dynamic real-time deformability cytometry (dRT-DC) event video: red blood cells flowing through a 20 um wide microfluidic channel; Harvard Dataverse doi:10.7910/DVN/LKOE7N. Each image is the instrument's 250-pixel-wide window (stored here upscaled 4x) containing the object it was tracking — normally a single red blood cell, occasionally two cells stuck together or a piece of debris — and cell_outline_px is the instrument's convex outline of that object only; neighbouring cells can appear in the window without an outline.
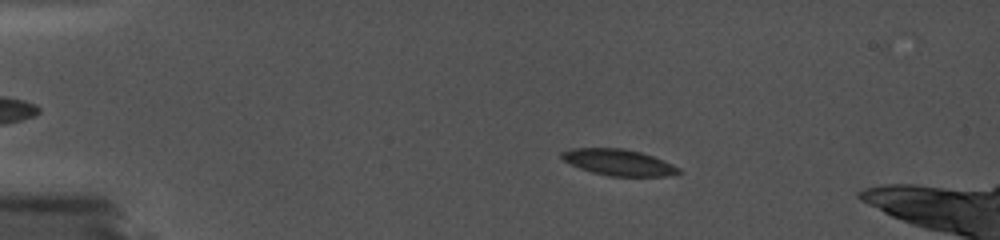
{"species": "common noctule bat (a hibernating species)", "species_latin": "Nyctalus noctula", "temperature_condition": "cold", "stored_images_in_passage": 71, "camera_frame_rate_fps": 5000, "um_per_image_px": 0.085, "animal": {"sex": "female", "body_mass_g": 19.0, "forearm_length_mm": 56.7}, "frame": {"image": 1, "passage_image": 4, "time_ms": 0.6, "image_size_px": [1000, 240], "cell_outline_px": [[680, 172], [664, 176], [608, 176], [592, 172], [580, 168], [564, 160], [560, 156], [564, 152], [576, 148], [624, 148], [640, 152], [652, 156], [676, 168]], "centroid_in_image_um": [52.52, 13.8], "position_along_channel_um": 32.5, "area_um2": 17.22}}
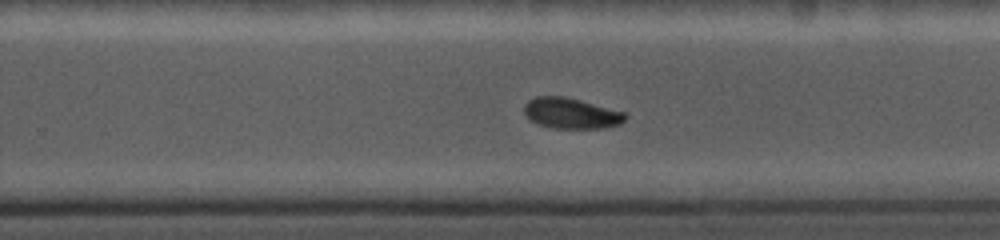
{"frame": {"image": 2, "passage_image": 46, "time_ms": 9.0, "image_size_px": [1000, 240], "cell_outline_px": [[628, 116], [620, 124], [604, 128], [552, 128], [536, 124], [528, 120], [524, 112], [524, 104], [528, 100], [536, 96], [564, 96], [628, 112]], "centroid_in_image_um": [48.54, 9.63], "position_along_channel_um": 281.3, "area_um2": 18.44}}
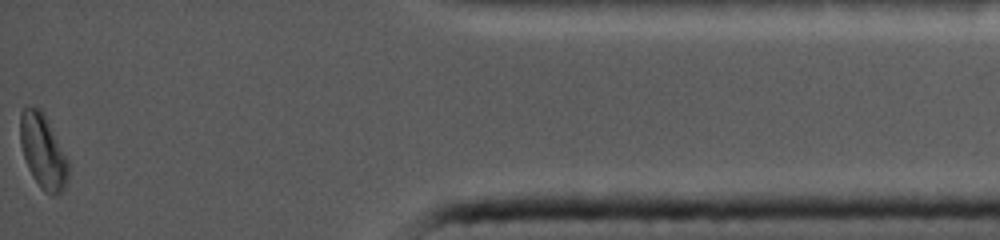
{"frame": {"image": 3, "passage_image": 71, "time_ms": 14.0, "image_size_px": [1000, 240], "cell_outline_px": [[68, 176], [64, 188], [56, 196], [48, 196], [40, 188], [32, 176], [28, 168], [20, 144], [20, 112], [24, 108], [40, 108], [44, 112], [68, 160]], "centroid_in_image_um": [3.65, 12.9], "position_along_channel_um": 431.6, "area_um2": 20.87}, "authors_computed_cell_mechanics": {"area_um2": 18.5538, "velocity_mm_per_s": 3.7532, "shape_relaxation_time_tau1_ms": null, "shape_relaxation_time_tau2_ms": 3.8349, "deformation_change_tau1": null, "deformation_change_tau2": 0.053}}